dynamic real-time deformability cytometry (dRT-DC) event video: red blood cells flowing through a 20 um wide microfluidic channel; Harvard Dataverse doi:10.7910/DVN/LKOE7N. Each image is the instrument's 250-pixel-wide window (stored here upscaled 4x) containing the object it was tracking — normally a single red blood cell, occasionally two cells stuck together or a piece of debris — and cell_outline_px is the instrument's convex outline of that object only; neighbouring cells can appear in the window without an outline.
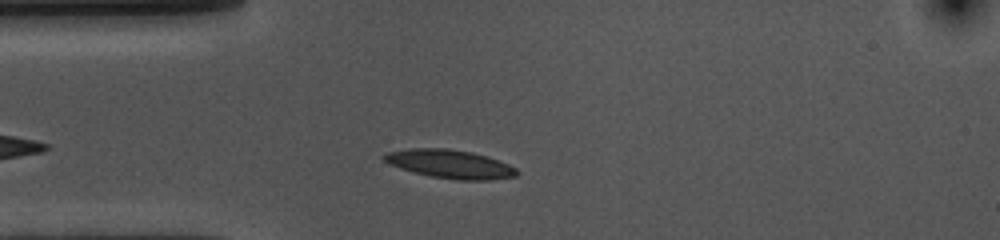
{"species": "common noctule bat (a hibernating species)", "species_latin": "Nyctalus noctula", "temperature_condition": "cold", "stored_images_in_passage": 37, "camera_frame_rate_fps": 3000, "um_per_image_px": 0.085, "animal": {"sex": "female", "body_mass_g": 10.0, "forearm_length_mm": 53.1}, "frame": {"image": 1, "passage_image": 7, "time_ms": 2.0, "image_size_px": [1000, 240], "cell_outline_px": [[520, 172], [516, 176], [488, 180], [456, 180], [432, 176], [400, 168], [388, 164], [380, 156], [388, 152], [412, 148], [444, 148], [472, 152], [488, 156], [508, 164], [516, 168]], "centroid_in_image_um": [38.26, 13.94], "position_along_channel_um": 46.7, "area_um2": 22.02}}
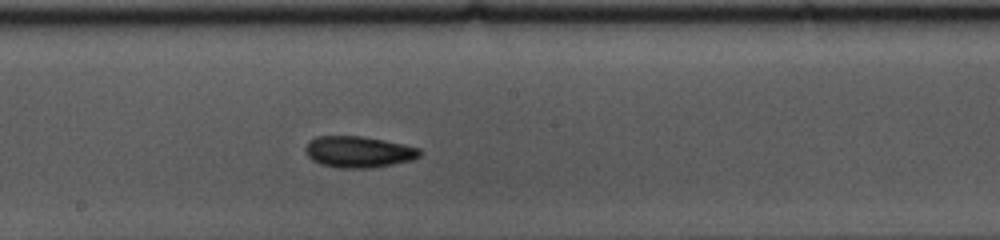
{"frame": {"image": 2, "passage_image": 22, "time_ms": 7.0, "image_size_px": [1000, 240], "cell_outline_px": [[420, 156], [412, 160], [372, 168], [336, 168], [320, 164], [312, 160], [308, 156], [304, 148], [308, 140], [316, 136], [360, 136], [384, 140], [404, 144], [420, 148]], "centroid_in_image_um": [30.44, 12.91], "position_along_channel_um": 217.8, "area_um2": 21.04}}
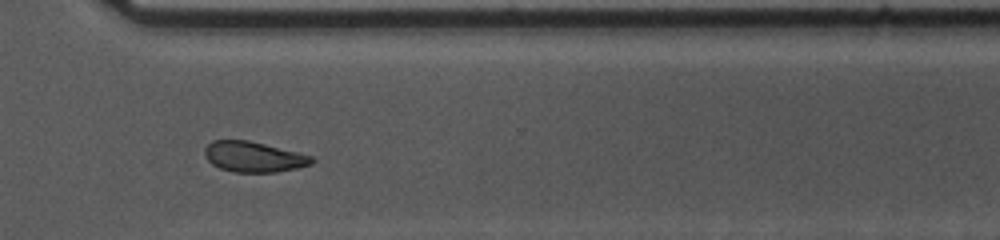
{"frame": {"image": 3, "passage_image": 33, "time_ms": 10.667, "image_size_px": [1000, 240], "cell_outline_px": [[316, 160], [312, 164], [300, 168], [276, 172], [236, 172], [220, 168], [212, 164], [204, 156], [204, 148], [212, 140], [248, 140], [312, 156]], "centroid_in_image_um": [21.56, 13.33], "position_along_channel_um": 349.0, "area_um2": 19.02}, "authors_computed_cell_mechanics": {"area_um2": 19.9988, "velocity_mm_per_s": 3.5872, "shape_relaxation_time_tau1_ms": 7.1104, "shape_relaxation_time_tau2_ms": 4.339, "deformation_change_tau1": 0.1379, "deformation_change_tau2": 0.0957}}